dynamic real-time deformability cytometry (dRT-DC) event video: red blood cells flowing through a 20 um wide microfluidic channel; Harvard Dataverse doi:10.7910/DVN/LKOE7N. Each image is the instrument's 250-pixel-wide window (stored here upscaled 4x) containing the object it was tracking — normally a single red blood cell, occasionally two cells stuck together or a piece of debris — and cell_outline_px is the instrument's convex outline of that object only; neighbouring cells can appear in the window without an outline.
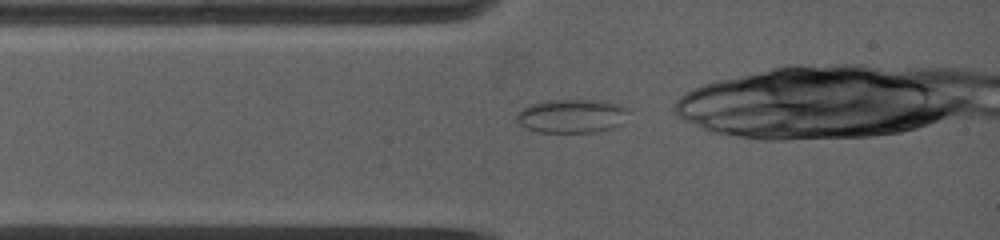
{"species": "common noctule bat (a hibernating species)", "species_latin": "Nyctalus noctula", "temperature_condition": "warm", "stored_images_in_passage": 2, "camera_frame_rate_fps": 5000, "um_per_image_px": 0.085, "animal": {"sex": "female", "body_mass_g": 19.0, "forearm_length_mm": 53.3}, "frame": {"image": 1, "passage_image": 1, "time_ms": 0.0, "image_size_px": [1000, 240], "cell_outline_px": [[632, 108], [624, 124], [612, 128], [596, 132], [540, 132], [528, 128], [520, 124], [516, 120], [516, 116], [528, 104], [548, 100], [600, 100]], "centroid_in_image_um": [48.69, 9.85], "position_along_channel_um": 36.3, "area_um2": 22.25}}